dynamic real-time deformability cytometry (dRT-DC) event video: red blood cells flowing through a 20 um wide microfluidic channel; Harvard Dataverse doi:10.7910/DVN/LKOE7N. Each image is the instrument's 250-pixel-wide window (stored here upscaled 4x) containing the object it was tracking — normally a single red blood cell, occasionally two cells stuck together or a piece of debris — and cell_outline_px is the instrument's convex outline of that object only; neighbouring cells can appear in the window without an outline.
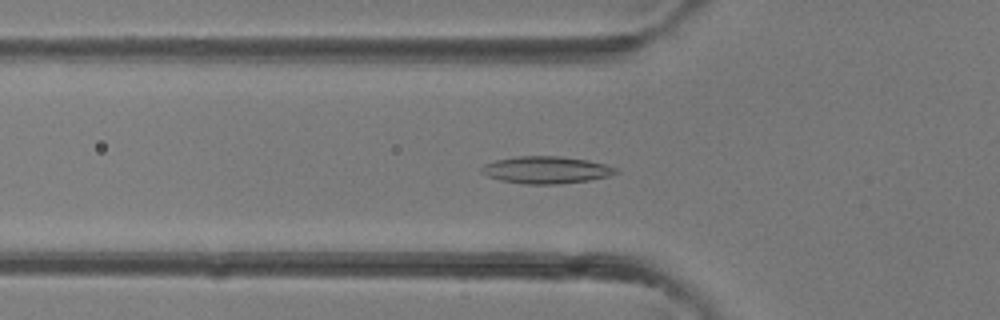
{"species": "common noctule bat (a hibernating species)", "species_latin": "Nyctalus noctula", "temperature_condition": "room temperature", "stored_images_in_passage": 30, "camera_frame_rate_fps": 3000, "um_per_image_px": 0.085, "animal": {"sex": "female"}, "frame": {"image": 1, "passage_image": 4, "time_ms": 1.0, "image_size_px": [1000, 320], "cell_outline_px": [[620, 172], [608, 176], [588, 180], [556, 184], [524, 184], [500, 180], [488, 176], [480, 172], [480, 168], [484, 164], [496, 160], [516, 156], [560, 156], [588, 160], [604, 164], [616, 168]], "centroid_in_image_um": [46.4, 14.44], "position_along_channel_um": 79.4, "area_um2": 21.21}}
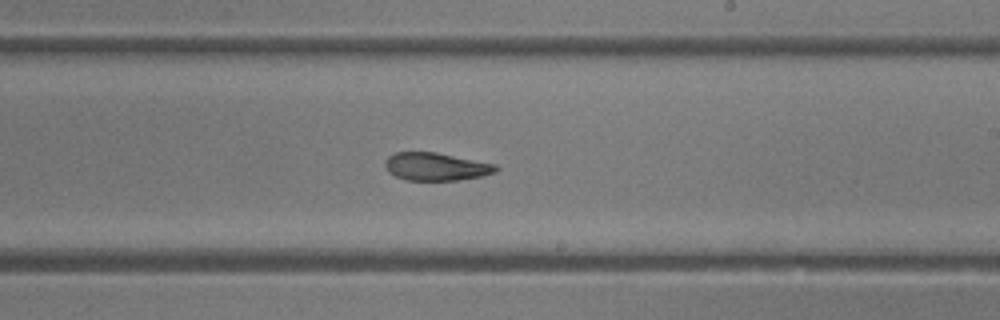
{"frame": {"image": 2, "passage_image": 14, "time_ms": 4.333, "image_size_px": [1000, 320], "cell_outline_px": [[500, 168], [496, 172], [484, 176], [456, 180], [404, 180], [388, 172], [384, 164], [384, 160], [388, 156], [396, 152], [436, 152], [496, 164]], "centroid_in_image_um": [37.06, 14.16], "position_along_channel_um": 251.9, "area_um2": 18.15}}
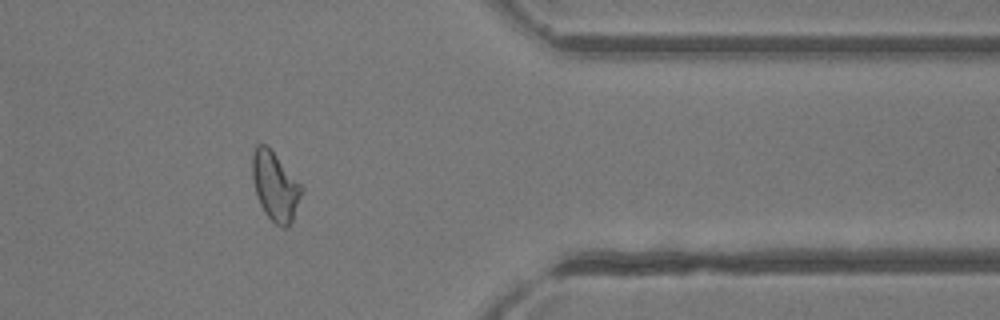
{"frame": {"image": 3, "passage_image": 23, "time_ms": 7.333, "image_size_px": [1000, 320], "cell_outline_px": [[304, 188], [292, 220], [288, 228], [284, 228], [276, 224], [264, 212], [256, 196], [252, 176], [252, 152], [256, 144], [264, 144], [276, 156]], "centroid_in_image_um": [23.37, 15.85], "position_along_channel_um": 388.0, "area_um2": 19.48}}